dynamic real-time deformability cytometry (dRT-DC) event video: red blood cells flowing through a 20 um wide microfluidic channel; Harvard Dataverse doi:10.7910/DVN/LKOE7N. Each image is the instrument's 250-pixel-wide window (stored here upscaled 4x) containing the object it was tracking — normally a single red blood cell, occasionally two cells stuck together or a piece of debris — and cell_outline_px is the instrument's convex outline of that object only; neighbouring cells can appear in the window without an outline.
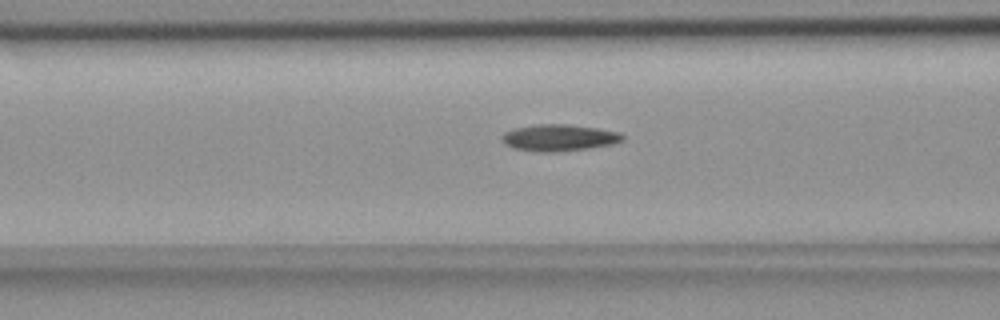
{"species": "common noctule bat (a hibernating species)", "species_latin": "Nyctalus noctula", "temperature_condition": "room temperature", "stored_images_in_passage": 55, "camera_frame_rate_fps": 3000, "um_per_image_px": 0.085, "animal": {"sex": "female", "body_mass_g": 18.4}, "frame": {"image": 1, "passage_image": 22, "time_ms": 7.0, "image_size_px": [1000, 320], "cell_outline_px": [[624, 140], [612, 144], [588, 148], [556, 152], [540, 152], [516, 148], [504, 144], [500, 140], [500, 136], [504, 132], [512, 128], [536, 124], [568, 124], [596, 128], [620, 132], [624, 136]], "centroid_in_image_um": [47.48, 11.69], "position_along_channel_um": 119.1, "area_um2": 18.84}}
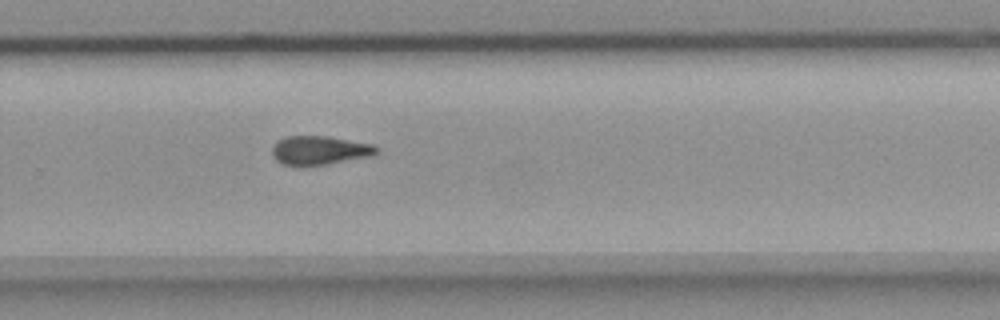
{"frame": {"image": 2, "passage_image": 37, "time_ms": 12.0, "image_size_px": [1000, 320], "cell_outline_px": [[380, 152], [376, 156], [304, 168], [296, 168], [280, 164], [272, 156], [272, 148], [280, 140], [288, 136], [328, 136], [372, 144], [380, 148]], "centroid_in_image_um": [27.2, 12.83], "position_along_channel_um": 302.6, "area_um2": 18.32}}
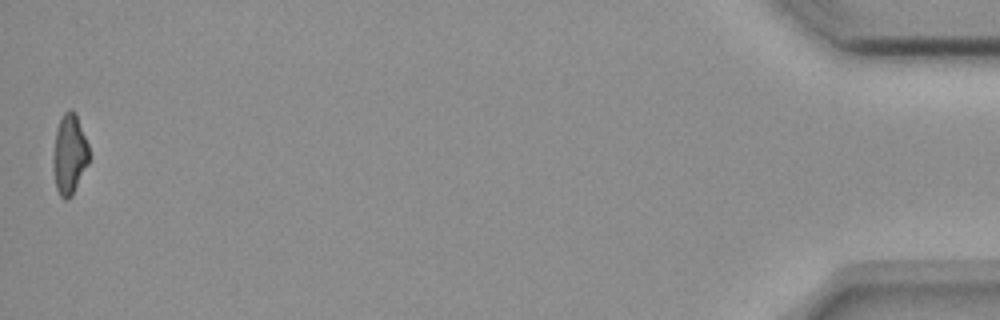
{"frame": {"image": 3, "passage_image": 55, "time_ms": 18.0, "image_size_px": [1000, 320], "cell_outline_px": [[88, 164], [72, 196], [68, 200], [64, 200], [60, 196], [56, 188], [52, 160], [52, 156], [56, 128], [64, 112], [68, 108], [72, 108], [76, 112], [88, 144]], "centroid_in_image_um": [5.89, 13.1], "position_along_channel_um": 429.3, "area_um2": 16.99}, "authors_computed_cell_mechanics": {"area_um2": 17.6868, "velocity_mm_per_s": 3.6827, "shape_relaxation_time_tau1_ms": 6.8688, "shape_relaxation_time_tau2_ms": 6.6764, "deformation_change_tau1": 0.161, "deformation_change_tau2": 0.158}}